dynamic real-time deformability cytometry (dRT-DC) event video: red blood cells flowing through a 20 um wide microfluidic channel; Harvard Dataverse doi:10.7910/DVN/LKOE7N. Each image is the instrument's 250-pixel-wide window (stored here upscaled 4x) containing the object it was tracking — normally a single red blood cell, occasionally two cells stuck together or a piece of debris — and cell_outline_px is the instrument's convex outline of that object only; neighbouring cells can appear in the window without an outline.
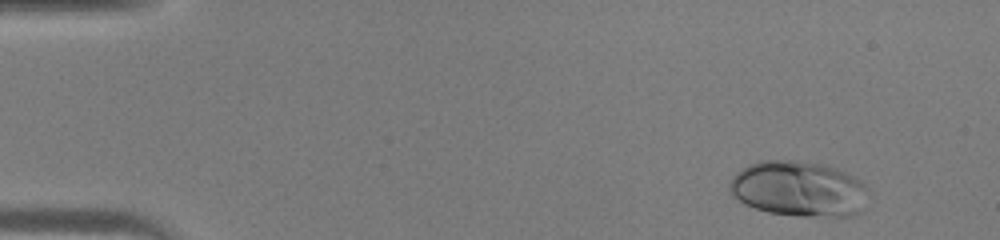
{"species": "human", "species_latin": "Homo sapiens", "temperature_condition": "warm", "stored_images_in_passage": 42, "camera_frame_rate_fps": 3000, "um_per_image_px": 0.085, "donor": {"sex": "male"}, "frame": {"image": 1, "passage_image": 2, "time_ms": 0.333, "image_size_px": [1000, 240], "cell_outline_px": [[868, 188], [860, 212], [856, 216], [800, 216], [768, 212], [744, 204], [728, 188], [728, 184], [732, 176], [736, 172], [748, 164], [760, 160], [796, 160], [820, 164], [836, 168], [860, 180]], "centroid_in_image_um": [67.87, 16.04], "position_along_channel_um": 17.1, "area_um2": 44.8}}
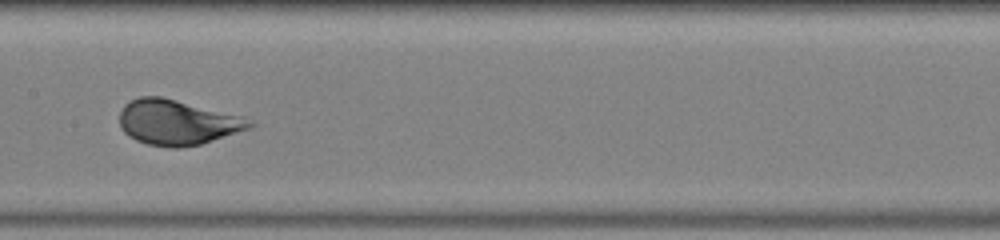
{"frame": {"image": 2, "passage_image": 21, "time_ms": 6.667, "image_size_px": [1000, 240], "cell_outline_px": [[256, 124], [248, 128], [200, 144], [180, 148], [168, 148], [148, 144], [136, 140], [128, 136], [120, 128], [120, 112], [124, 104], [140, 96], [160, 96], [244, 116]], "centroid_in_image_um": [15.04, 10.4], "position_along_channel_um": 192.4, "area_um2": 34.1}}
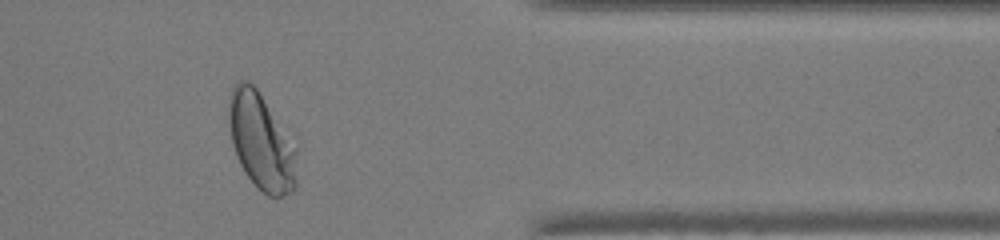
{"frame": {"image": 3, "passage_image": 35, "time_ms": 11.333, "image_size_px": [1000, 240], "cell_outline_px": [[300, 144], [296, 188], [292, 192], [280, 196], [268, 196], [244, 172], [236, 156], [232, 144], [228, 120], [228, 96], [232, 88], [240, 80], [248, 80], [256, 88]], "centroid_in_image_um": [22.29, 12.01], "position_along_channel_um": 389.1, "area_um2": 39.77}}